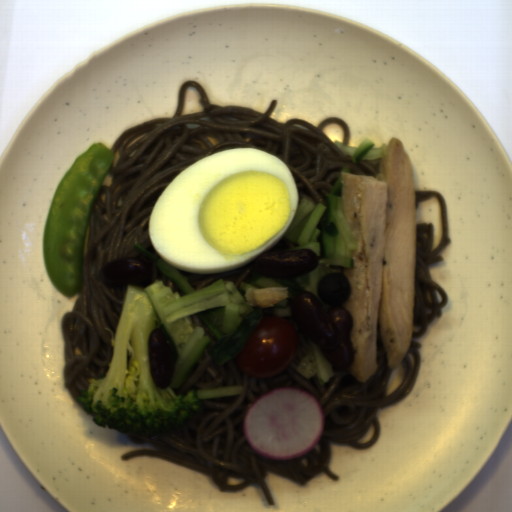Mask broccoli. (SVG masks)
Here are the masks:
<instances>
[{"label": "broccoli", "instance_id": "1706d50b", "mask_svg": "<svg viewBox=\"0 0 512 512\" xmlns=\"http://www.w3.org/2000/svg\"><path fill=\"white\" fill-rule=\"evenodd\" d=\"M122 309L110 343L113 353L106 373L87 378L86 391L75 397L98 428L129 432L174 429L202 412L195 391L175 394L157 388L151 375L148 340L160 323L144 289L125 286Z\"/></svg>", "mask_w": 512, "mask_h": 512}]
</instances>
